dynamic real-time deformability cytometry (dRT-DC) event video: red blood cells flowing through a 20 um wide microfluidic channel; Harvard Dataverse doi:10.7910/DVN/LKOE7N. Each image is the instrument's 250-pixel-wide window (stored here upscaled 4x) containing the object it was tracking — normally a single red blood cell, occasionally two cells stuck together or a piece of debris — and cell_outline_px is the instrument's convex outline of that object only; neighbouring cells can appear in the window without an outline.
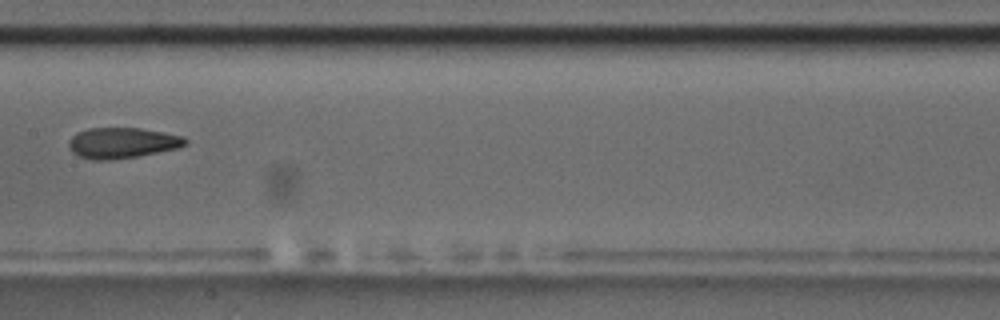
{"species": "common noctule bat (a hibernating species)", "species_latin": "Nyctalus noctula", "temperature_condition": "room temperature", "stored_images_in_passage": 9, "camera_frame_rate_fps": 3000, "um_per_image_px": 0.085, "animal": {"sex": "male", "body_mass_g": 17.5, "forearm_length_mm": 52.3}, "frame": {"image": 1, "passage_image": 9, "time_ms": 9.0, "image_size_px": [1000, 320], "cell_outline_px": [[188, 144], [180, 148], [136, 156], [112, 160], [92, 160], [80, 156], [72, 152], [68, 148], [68, 140], [76, 132], [88, 128], [140, 128], [164, 132], [184, 136], [188, 140]], "centroid_in_image_um": [10.39, 12.14], "position_along_channel_um": 197.0, "area_um2": 21.1}}